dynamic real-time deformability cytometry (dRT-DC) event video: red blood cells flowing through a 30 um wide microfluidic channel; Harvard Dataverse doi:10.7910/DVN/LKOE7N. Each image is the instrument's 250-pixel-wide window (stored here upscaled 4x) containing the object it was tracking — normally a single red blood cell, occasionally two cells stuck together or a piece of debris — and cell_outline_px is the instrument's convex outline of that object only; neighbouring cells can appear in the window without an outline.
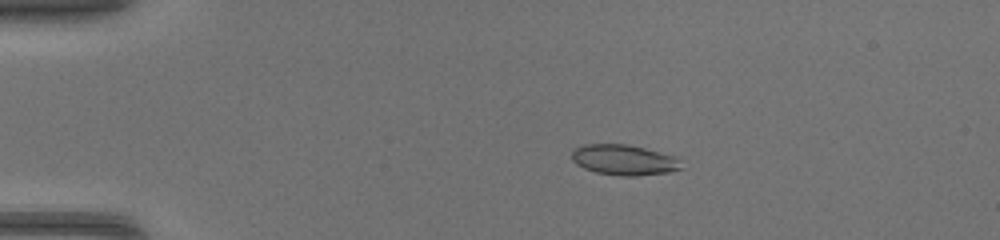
{"species": "common noctule bat (a hibernating species)", "species_latin": "Nyctalus noctula", "temperature_condition": "warm", "stored_images_in_passage": 46, "camera_frame_rate_fps": 3000, "um_per_image_px": 0.085, "animal": {"sex": "female", "body_mass_g": 17.0, "forearm_length_mm": 48.0}, "frame": {"image": 1, "passage_image": 10, "time_ms": 3.0, "image_size_px": [1000, 240], "cell_outline_px": [[684, 168], [668, 172], [636, 176], [620, 176], [596, 172], [584, 168], [576, 164], [572, 160], [572, 148], [584, 144], [628, 144], [676, 156], [680, 160]], "centroid_in_image_um": [53.04, 13.59], "position_along_channel_um": 32.0, "area_um2": 19.65}}
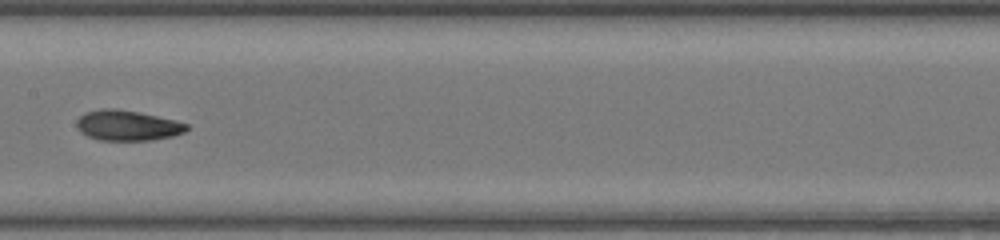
{"frame": {"image": 2, "passage_image": 25, "time_ms": 8.0, "image_size_px": [1000, 240], "cell_outline_px": [[188, 128], [184, 132], [172, 136], [152, 140], [100, 140], [88, 136], [80, 132], [76, 128], [76, 120], [80, 116], [88, 112], [104, 108], [116, 108], [140, 112], [176, 120], [188, 124]], "centroid_in_image_um": [10.83, 10.66], "position_along_channel_um": 196.6, "area_um2": 19.48}}
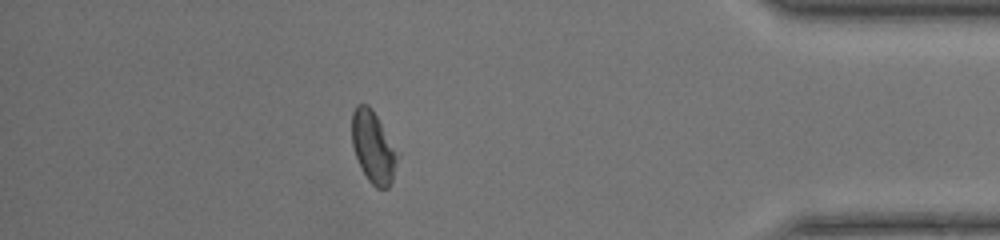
{"frame": {"image": 3, "passage_image": 41, "time_ms": 13.333, "image_size_px": [1000, 240], "cell_outline_px": [[400, 152], [392, 180], [388, 188], [376, 188], [368, 180], [360, 168], [352, 144], [352, 112], [356, 104], [368, 104], [372, 108]], "centroid_in_image_um": [31.74, 12.49], "position_along_channel_um": 403.5, "area_um2": 19.42}}